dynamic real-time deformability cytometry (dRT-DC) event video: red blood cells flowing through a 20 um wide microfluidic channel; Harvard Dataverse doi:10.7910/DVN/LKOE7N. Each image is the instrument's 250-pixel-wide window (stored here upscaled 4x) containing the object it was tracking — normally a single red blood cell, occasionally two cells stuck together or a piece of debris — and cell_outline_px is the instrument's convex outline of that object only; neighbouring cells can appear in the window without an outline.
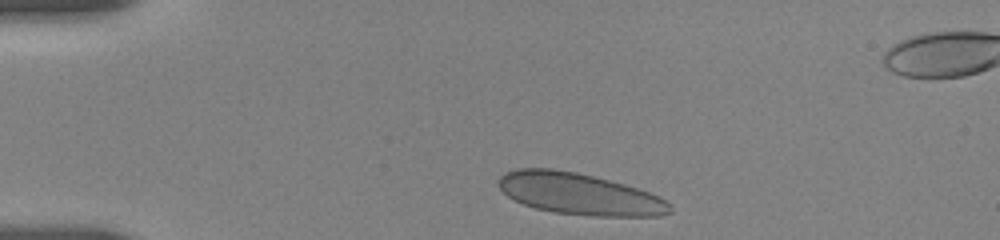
{"species": "human", "species_latin": "Homo sapiens", "temperature_condition": "room temperature", "stored_images_in_passage": 4, "camera_frame_rate_fps": 3000, "um_per_image_px": 0.085, "donor": {"sex": "female"}, "frame": {"image": 1, "passage_image": 1, "time_ms": 0.0, "image_size_px": [1000, 240], "cell_outline_px": [[672, 212], [660, 216], [592, 216], [556, 212], [536, 208], [524, 204], [508, 196], [496, 184], [496, 180], [504, 172], [516, 168], [552, 168], [576, 172], [624, 184], [660, 196], [672, 208]], "centroid_in_image_um": [49.21, 16.47], "position_along_channel_um": 35.8, "area_um2": 41.38}}